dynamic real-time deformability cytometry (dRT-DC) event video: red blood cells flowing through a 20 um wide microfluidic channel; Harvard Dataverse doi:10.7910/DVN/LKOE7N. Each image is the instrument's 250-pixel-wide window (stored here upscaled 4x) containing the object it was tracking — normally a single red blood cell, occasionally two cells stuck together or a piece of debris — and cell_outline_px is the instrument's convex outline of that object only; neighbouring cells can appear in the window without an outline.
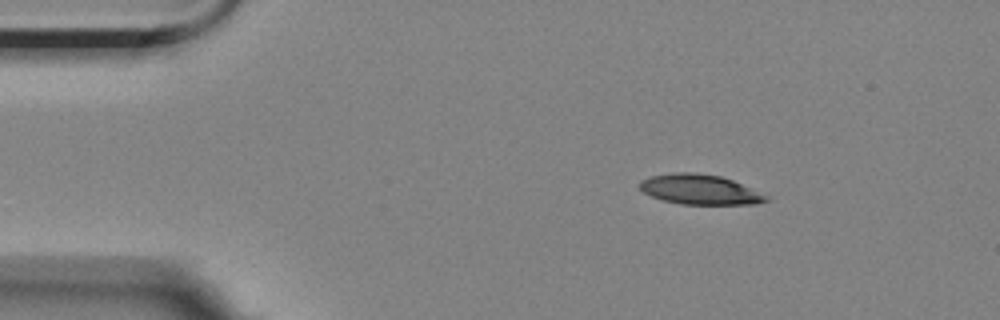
{"species": "Egyptian fruit bat (a non-hibernating species)", "species_latin": "Rousettus aegyptiacus", "temperature_condition": "room temperature", "stored_images_in_passage": 4, "segment_of_instrument_passage": [1, 2], "camera_frame_rate_fps": 3000, "um_per_image_px": 0.085, "animal": {"sex": "female"}, "frame": {"image": 1, "passage_image": 1, "time_ms": 0.0, "image_size_px": [1000, 320], "cell_outline_px": [[772, 196], [768, 200], [756, 204], [680, 204], [664, 200], [652, 196], [644, 192], [640, 188], [640, 180], [652, 176], [676, 172], [696, 172], [720, 176], [732, 180]], "centroid_in_image_um": [59.54, 16.11], "position_along_channel_um": 25.5, "area_um2": 22.08}}